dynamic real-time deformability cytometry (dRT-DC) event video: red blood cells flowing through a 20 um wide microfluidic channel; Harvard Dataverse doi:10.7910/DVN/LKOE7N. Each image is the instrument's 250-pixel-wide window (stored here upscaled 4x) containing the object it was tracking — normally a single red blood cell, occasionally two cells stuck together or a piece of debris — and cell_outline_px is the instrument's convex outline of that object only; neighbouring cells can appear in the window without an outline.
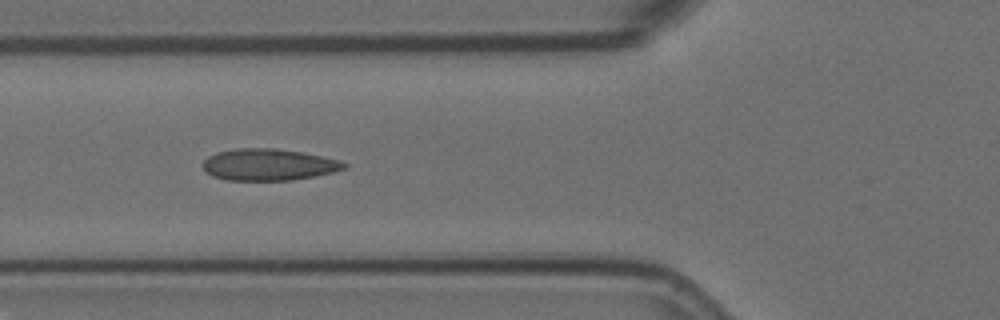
{"species": "Egyptian fruit bat (a non-hibernating species)", "species_latin": "Rousettus aegyptiacus", "temperature_condition": "room temperature", "stored_images_in_passage": 7, "camera_frame_rate_fps": 3000, "um_per_image_px": 0.085, "animal": {"sex": "female"}, "frame": {"image": 1, "passage_image": 6, "time_ms": 1.667, "image_size_px": [1000, 320], "cell_outline_px": [[348, 168], [332, 172], [292, 180], [224, 180], [212, 176], [204, 168], [204, 160], [208, 156], [216, 152], [236, 148], [272, 148], [300, 152], [340, 160], [348, 164]], "centroid_in_image_um": [22.82, 13.99], "position_along_channel_um": 103.0, "area_um2": 25.89}}
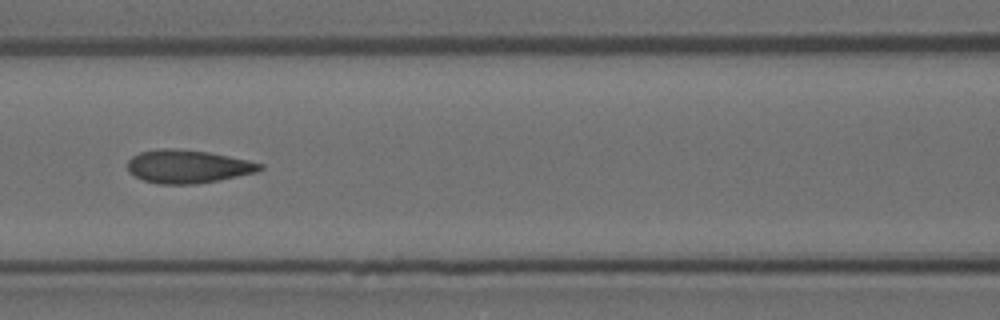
{"frame": {"image": 2, "passage_image": 7, "time_ms": 2.0, "image_size_px": [1000, 320], "cell_outline_px": [[264, 168], [256, 172], [220, 180], [196, 184], [160, 184], [144, 180], [128, 172], [128, 160], [132, 156], [140, 152], [160, 148], [176, 148], [208, 152], [248, 160], [264, 164]], "centroid_in_image_um": [15.97, 14.15], "position_along_channel_um": 150.6, "area_um2": 25.66}}